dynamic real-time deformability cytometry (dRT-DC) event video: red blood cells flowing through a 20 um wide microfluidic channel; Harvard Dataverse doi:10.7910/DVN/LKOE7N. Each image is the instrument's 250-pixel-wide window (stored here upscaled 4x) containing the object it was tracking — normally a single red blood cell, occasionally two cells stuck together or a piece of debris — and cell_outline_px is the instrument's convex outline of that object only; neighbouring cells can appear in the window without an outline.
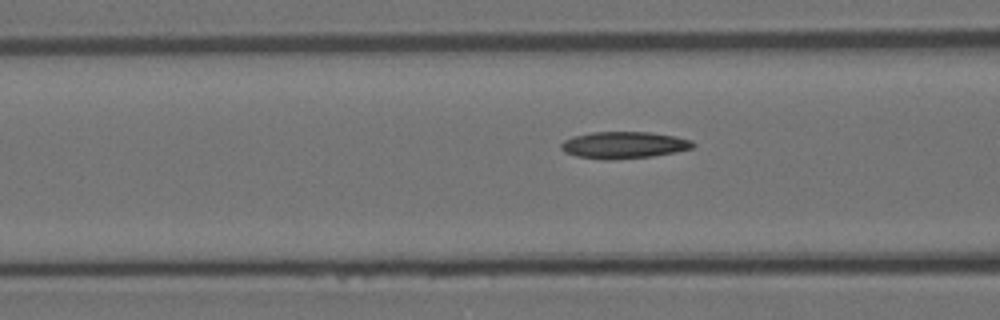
{"species": "Egyptian fruit bat (a non-hibernating species)", "species_latin": "Rousettus aegyptiacus", "temperature_condition": "room temperature", "stored_images_in_passage": 41, "camera_frame_rate_fps": 3000, "um_per_image_px": 0.085, "animal": {"sex": "female"}, "frame": {"image": 1, "passage_image": 19, "time_ms": 6.0, "image_size_px": [1000, 320], "cell_outline_px": [[696, 144], [692, 148], [652, 156], [612, 160], [604, 160], [576, 156], [564, 152], [560, 148], [560, 144], [564, 140], [572, 136], [592, 132], [648, 132], [676, 136], [692, 140]], "centroid_in_image_um": [52.99, 12.33], "position_along_channel_um": 113.6, "area_um2": 20.69}}
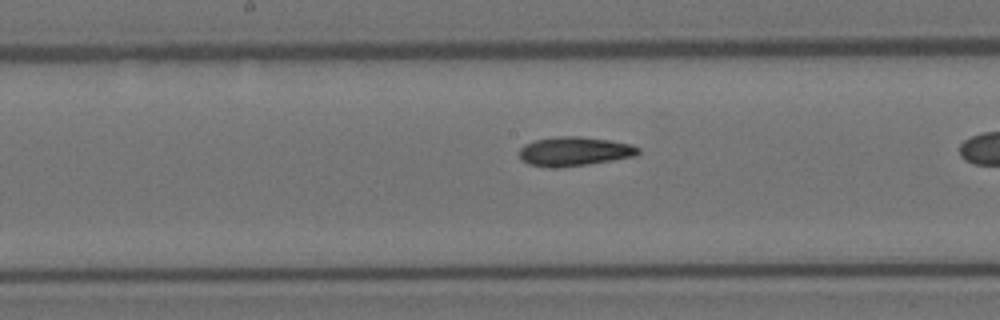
{"frame": {"image": 2, "passage_image": 26, "time_ms": 8.333, "image_size_px": [1000, 320], "cell_outline_px": [[640, 152], [636, 156], [588, 164], [556, 168], [548, 168], [528, 164], [520, 156], [520, 148], [524, 144], [536, 140], [556, 136], [580, 136], [608, 140], [632, 144], [640, 148]], "centroid_in_image_um": [48.83, 12.87], "position_along_channel_um": 199.4, "area_um2": 20.23}}
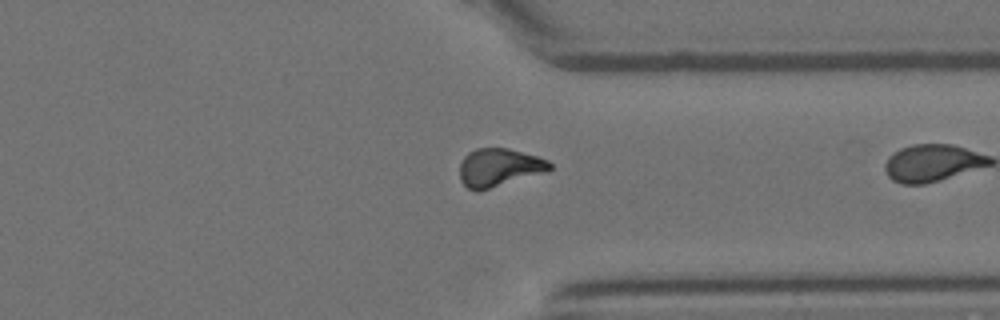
{"frame": {"image": 3, "passage_image": 40, "time_ms": 13.0, "image_size_px": [1000, 320], "cell_outline_px": [[552, 168], [548, 172], [476, 192], [468, 188], [460, 180], [460, 164], [464, 156], [468, 152], [476, 148], [508, 148], [536, 156], [548, 160], [552, 164]], "centroid_in_image_um": [42.43, 14.24], "position_along_channel_um": 369.0, "area_um2": 20.11}}